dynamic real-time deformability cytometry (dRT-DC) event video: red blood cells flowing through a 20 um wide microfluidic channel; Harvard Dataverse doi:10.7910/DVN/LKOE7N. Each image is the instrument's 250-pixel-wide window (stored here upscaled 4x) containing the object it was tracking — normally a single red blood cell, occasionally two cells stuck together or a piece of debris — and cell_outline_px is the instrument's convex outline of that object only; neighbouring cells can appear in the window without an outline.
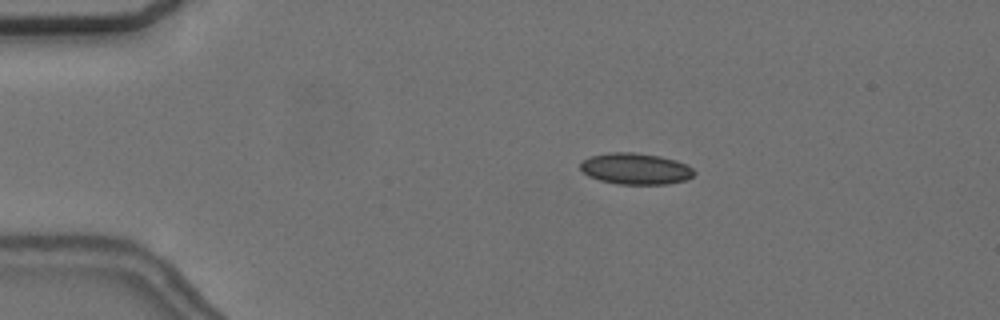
{"species": "common noctule bat (a hibernating species)", "species_latin": "Nyctalus noctula", "temperature_condition": "cold", "stored_images_in_passage": 49, "camera_frame_rate_fps": 3000, "um_per_image_px": 0.085, "animal": {"sex": "female", "body_mass_g": 24.6, "forearm_length_mm": 56.2}, "frame": {"image": 1, "passage_image": 4, "time_ms": 1.0, "image_size_px": [1000, 320], "cell_outline_px": [[696, 172], [692, 176], [684, 180], [668, 184], [616, 184], [600, 180], [588, 176], [580, 168], [580, 160], [592, 156], [608, 152], [636, 152], [660, 156], [676, 160], [688, 164]], "centroid_in_image_um": [54.02, 14.33], "position_along_channel_um": 31.0, "area_um2": 20.92}}
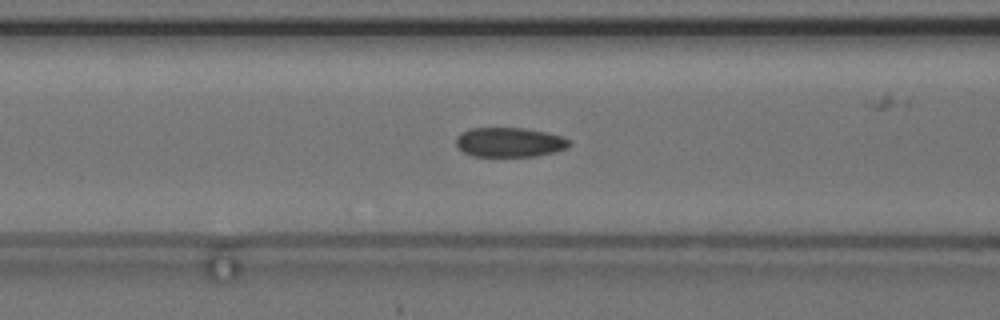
{"frame": {"image": 2, "passage_image": 16, "time_ms": 5.0, "image_size_px": [1000, 320], "cell_outline_px": [[572, 144], [568, 148], [556, 152], [536, 156], [472, 156], [464, 152], [456, 144], [456, 136], [460, 132], [468, 128], [524, 128], [548, 132], [564, 136]], "centroid_in_image_um": [43.34, 12.08], "position_along_channel_um": 123.3, "area_um2": 19.77}}
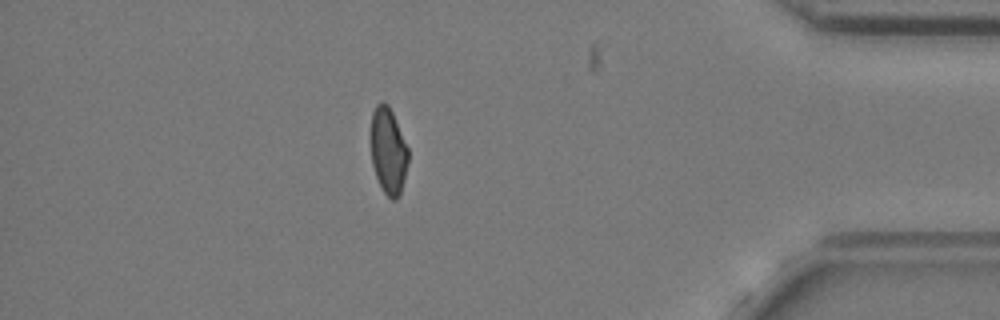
{"frame": {"image": 3, "passage_image": 42, "time_ms": 13.667, "image_size_px": [1000, 320], "cell_outline_px": [[408, 160], [404, 180], [400, 192], [396, 200], [392, 200], [384, 192], [376, 176], [372, 164], [372, 112], [376, 104], [380, 100], [384, 100], [388, 104], [392, 112], [408, 148]], "centroid_in_image_um": [33.01, 12.8], "position_along_channel_um": 402.2, "area_um2": 18.55}, "authors_computed_cell_mechanics": {"area_um2": 19.7098, "velocity_mm_per_s": 3.6858, "shape_relaxation_time_tau1_ms": 10.778, "shape_relaxation_time_tau2_ms": 2.9387, "deformation_change_tau1": 0.154, "deformation_change_tau2": 0.0823}}